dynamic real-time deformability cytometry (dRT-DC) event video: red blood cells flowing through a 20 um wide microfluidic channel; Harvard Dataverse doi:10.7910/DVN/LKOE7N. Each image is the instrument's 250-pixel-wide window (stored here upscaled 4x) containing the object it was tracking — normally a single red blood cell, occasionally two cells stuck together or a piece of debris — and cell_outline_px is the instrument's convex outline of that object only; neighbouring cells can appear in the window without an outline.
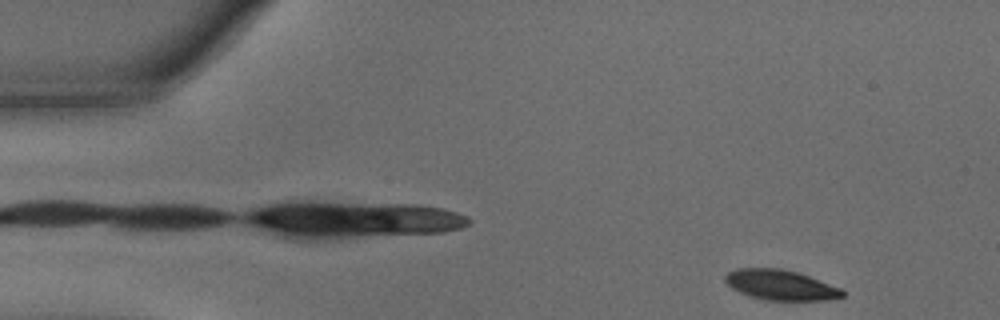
{"species": "common noctule bat (a hibernating species)", "species_latin": "Nyctalus noctula", "temperature_condition": "warm", "stored_images_in_passage": 9, "camera_frame_rate_fps": 3000, "um_per_image_px": 0.085, "animal": {"sex": "male", "body_mass_g": 15.6}, "frame": {"image": 1, "passage_image": 1, "time_ms": 0.0, "image_size_px": [1000, 320], "cell_outline_px": [[844, 296], [824, 300], [768, 300], [752, 296], [740, 292], [732, 288], [724, 280], [724, 276], [728, 272], [736, 268], [780, 268], [796, 272], [808, 276], [840, 288], [844, 292]], "centroid_in_image_um": [66.31, 24.21], "position_along_channel_um": 18.7, "area_um2": 20.29}}